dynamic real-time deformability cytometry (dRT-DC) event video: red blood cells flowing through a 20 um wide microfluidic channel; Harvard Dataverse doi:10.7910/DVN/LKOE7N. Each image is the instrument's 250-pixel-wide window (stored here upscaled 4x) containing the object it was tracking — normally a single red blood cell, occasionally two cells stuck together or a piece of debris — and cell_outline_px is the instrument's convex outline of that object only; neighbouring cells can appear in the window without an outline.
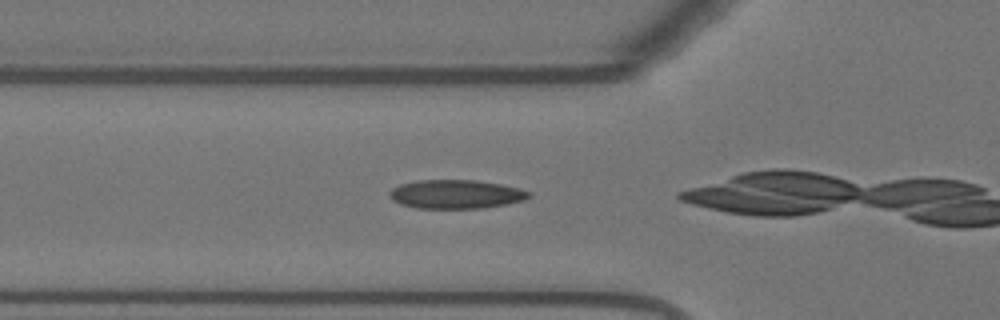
{"species": "Egyptian fruit bat (a non-hibernating species)", "species_latin": "Rousettus aegyptiacus", "temperature_condition": "warm", "stored_images_in_passage": 38, "camera_frame_rate_fps": 3000, "um_per_image_px": 0.085, "animal": {"sex": "female"}, "frame": {"image": 1, "passage_image": 14, "time_ms": 4.333, "image_size_px": [1000, 320], "cell_outline_px": [[532, 196], [524, 200], [504, 204], [480, 208], [416, 208], [400, 204], [392, 200], [388, 196], [388, 192], [392, 188], [400, 184], [416, 180], [476, 180], [500, 184], [532, 192]], "centroid_in_image_um": [38.7, 16.5], "position_along_channel_um": 87.1, "area_um2": 23.41}}
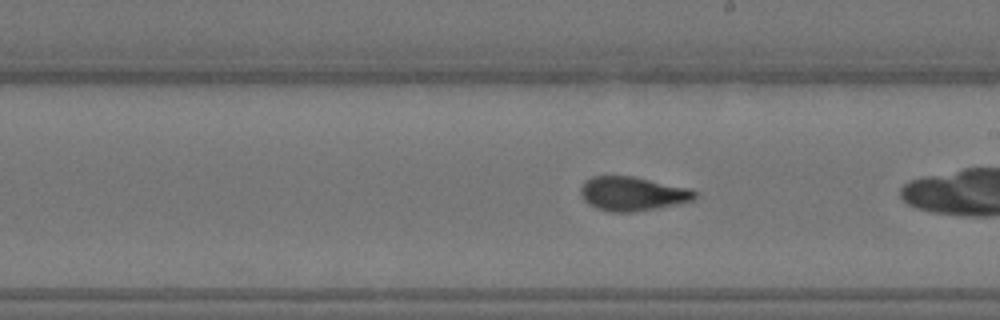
{"frame": {"image": 2, "passage_image": 26, "time_ms": 8.333, "image_size_px": [1000, 320], "cell_outline_px": [[696, 196], [692, 200], [676, 204], [632, 212], [608, 212], [596, 208], [588, 204], [584, 200], [580, 192], [580, 188], [592, 176], [632, 176], [688, 188], [696, 192]], "centroid_in_image_um": [53.72, 16.47], "position_along_channel_um": 235.3, "area_um2": 22.31}}
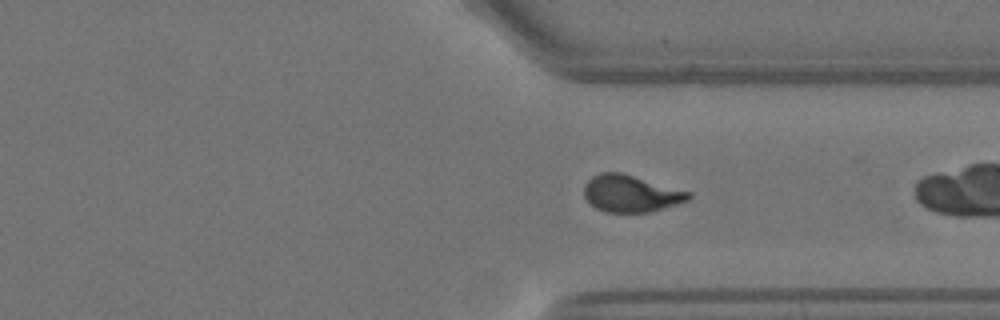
{"frame": {"image": 3, "passage_image": 36, "time_ms": 11.667, "image_size_px": [1000, 320], "cell_outline_px": [[692, 196], [688, 200], [652, 212], [604, 212], [596, 208], [584, 196], [584, 184], [592, 176], [600, 172], [620, 172], [692, 192]], "centroid_in_image_um": [53.62, 16.45], "position_along_channel_um": 357.8, "area_um2": 22.48}}